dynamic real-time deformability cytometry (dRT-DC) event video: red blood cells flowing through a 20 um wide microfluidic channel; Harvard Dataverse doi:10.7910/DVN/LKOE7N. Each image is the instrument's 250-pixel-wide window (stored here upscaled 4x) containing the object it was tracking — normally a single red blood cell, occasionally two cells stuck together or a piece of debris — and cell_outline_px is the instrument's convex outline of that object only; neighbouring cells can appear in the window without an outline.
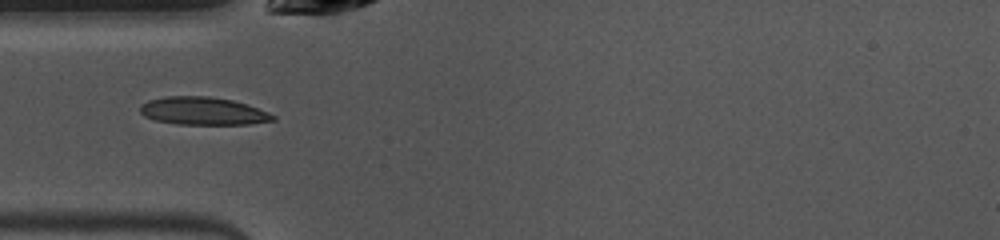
{"species": "common noctule bat (a hibernating species)", "species_latin": "Nyctalus noctula", "temperature_condition": "warm", "stored_images_in_passage": 36, "camera_frame_rate_fps": 3000, "um_per_image_px": 0.085, "animal": {"sex": "female", "body_mass_g": 10.0, "forearm_length_mm": 53.1}, "frame": {"image": 1, "passage_image": 1, "time_ms": 0.0, "image_size_px": [1000, 240], "cell_outline_px": [[276, 120], [248, 124], [176, 124], [156, 120], [144, 116], [140, 112], [140, 104], [148, 100], [164, 96], [208, 96], [232, 100], [248, 104], [268, 112], [276, 116]], "centroid_in_image_um": [17.25, 9.43], "position_along_channel_um": 67.8, "area_um2": 21.62}}
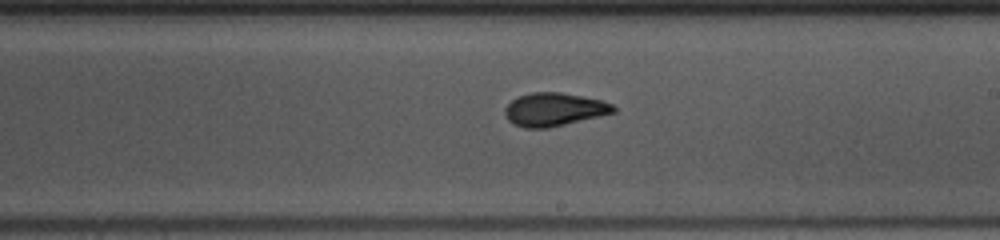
{"frame": {"image": 2, "passage_image": 14, "time_ms": 4.333, "image_size_px": [1000, 240], "cell_outline_px": [[616, 112], [600, 116], [548, 128], [524, 128], [512, 124], [508, 120], [504, 112], [504, 108], [512, 100], [520, 96], [532, 92], [560, 92], [600, 100], [612, 104], [616, 108]], "centroid_in_image_um": [47.08, 9.31], "position_along_channel_um": 241.9, "area_um2": 20.92}}
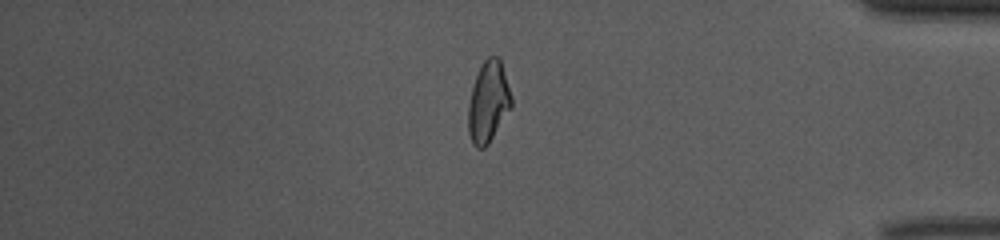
{"frame": {"image": 3, "passage_image": 28, "time_ms": 9.0, "image_size_px": [1000, 240], "cell_outline_px": [[512, 108], [488, 144], [484, 148], [476, 148], [472, 144], [468, 132], [468, 108], [472, 88], [476, 76], [484, 60], [488, 56], [496, 56], [500, 60], [512, 96]], "centroid_in_image_um": [41.51, 8.7], "position_along_channel_um": 393.7, "area_um2": 20.35}}